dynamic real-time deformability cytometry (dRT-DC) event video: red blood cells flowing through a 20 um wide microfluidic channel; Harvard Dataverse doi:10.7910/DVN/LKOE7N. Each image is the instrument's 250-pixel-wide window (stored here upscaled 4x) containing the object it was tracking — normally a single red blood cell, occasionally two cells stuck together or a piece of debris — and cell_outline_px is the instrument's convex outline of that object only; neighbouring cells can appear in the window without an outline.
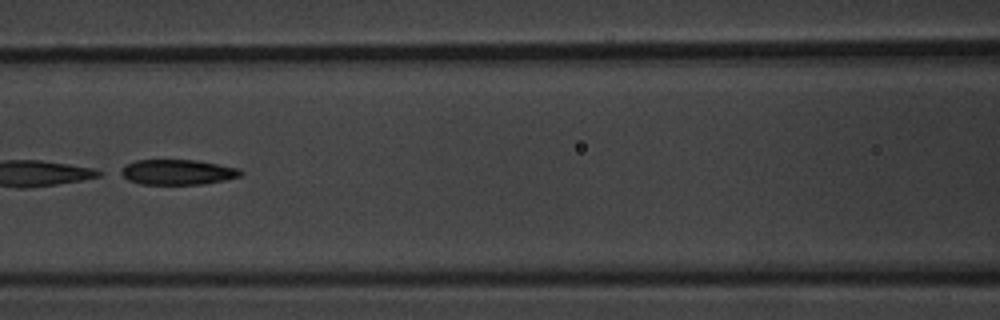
{"species": "common noctule bat (a hibernating species)", "species_latin": "Nyctalus noctula", "temperature_condition": "warm", "stored_images_in_passage": 7, "camera_frame_rate_fps": 3000, "um_per_image_px": 0.085, "animal": {"sex": "male", "body_mass_g": 20.1, "forearm_length_mm": 53.5}, "frame": {"image": 1, "passage_image": 6, "time_ms": 6.667, "image_size_px": [1000, 320], "cell_outline_px": [[244, 172], [240, 176], [224, 180], [204, 184], [140, 184], [128, 180], [116, 172], [124, 164], [136, 160], [196, 160], [240, 168]], "centroid_in_image_um": [15.04, 14.62], "position_along_channel_um": 151.6, "area_um2": 17.86}}
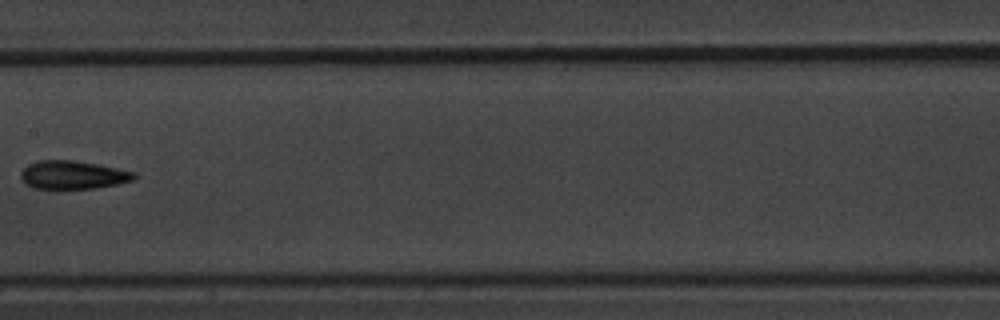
{"frame": {"image": 2, "passage_image": 7, "time_ms": 8.0, "image_size_px": [1000, 320], "cell_outline_px": [[136, 176], [132, 180], [116, 184], [96, 188], [32, 188], [20, 176], [20, 172], [28, 164], [40, 160], [72, 160], [96, 164], [136, 172]], "centroid_in_image_um": [6.19, 14.86], "position_along_channel_um": 201.2, "area_um2": 18.38}}